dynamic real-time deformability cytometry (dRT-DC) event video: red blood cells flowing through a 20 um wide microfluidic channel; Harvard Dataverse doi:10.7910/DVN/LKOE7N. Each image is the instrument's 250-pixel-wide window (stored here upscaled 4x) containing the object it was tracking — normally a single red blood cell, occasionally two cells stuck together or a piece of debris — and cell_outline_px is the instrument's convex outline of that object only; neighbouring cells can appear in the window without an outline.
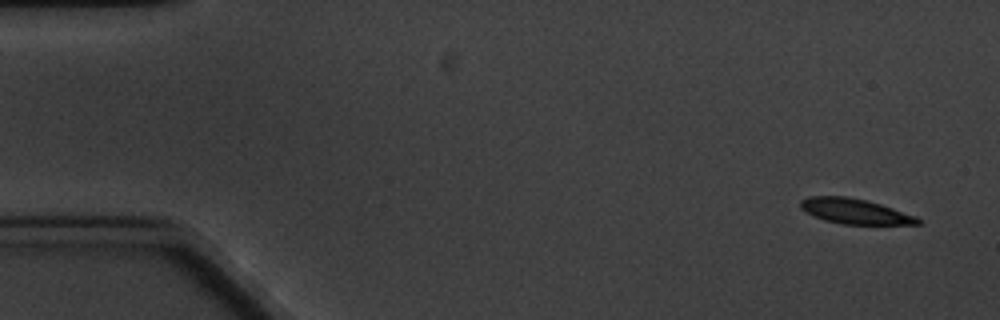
{"species": "common noctule bat (a hibernating species)", "species_latin": "Nyctalus noctula", "temperature_condition": "cold", "stored_images_in_passage": 5, "camera_frame_rate_fps": 3000, "um_per_image_px": 0.085, "animal": {"sex": "male", "body_mass_g": 20.1, "forearm_length_mm": 53.5}, "frame": {"image": 1, "passage_image": 1, "time_ms": 0.0, "image_size_px": [1000, 320], "cell_outline_px": [[920, 224], [844, 224], [824, 220], [804, 212], [800, 208], [800, 200], [808, 196], [848, 196], [880, 204], [916, 216], [920, 220]], "centroid_in_image_um": [72.61, 17.95], "position_along_channel_um": 12.4, "area_um2": 17.11}}
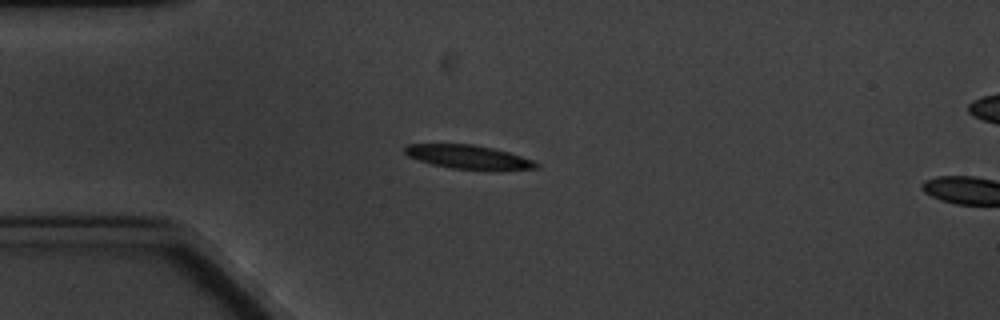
{"frame": {"image": 2, "passage_image": 4, "time_ms": 4.0, "image_size_px": [1000, 320], "cell_outline_px": [[540, 168], [452, 168], [432, 164], [408, 156], [404, 152], [404, 148], [408, 144], [472, 144], [492, 148], [508, 152], [532, 160], [540, 164]], "centroid_in_image_um": [39.74, 13.31], "position_along_channel_um": 45.3, "area_um2": 17.34}}